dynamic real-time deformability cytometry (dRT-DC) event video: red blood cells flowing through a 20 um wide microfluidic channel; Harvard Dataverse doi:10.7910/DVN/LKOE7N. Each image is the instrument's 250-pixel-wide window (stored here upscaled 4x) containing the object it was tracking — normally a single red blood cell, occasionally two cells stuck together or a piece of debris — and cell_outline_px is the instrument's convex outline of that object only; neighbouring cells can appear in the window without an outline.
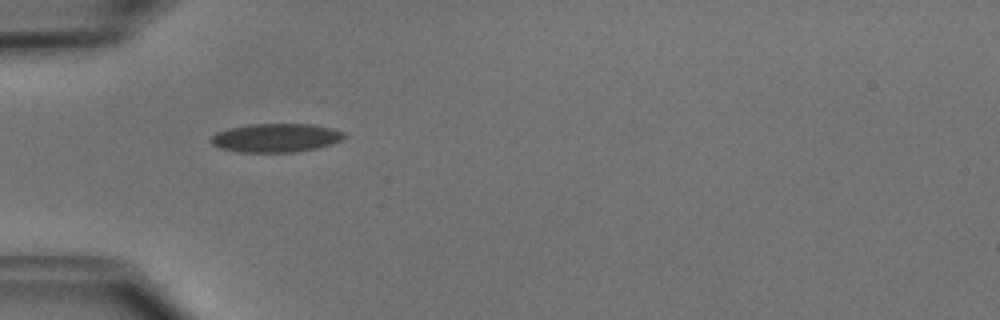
{"species": "common noctule bat (a hibernating species)", "species_latin": "Nyctalus noctula", "temperature_condition": "cold", "stored_images_in_passage": 36, "camera_frame_rate_fps": 3000, "um_per_image_px": 0.085, "animal": {"sex": "male", "body_mass_g": 15.6}, "frame": {"image": 1, "passage_image": 1, "time_ms": 0.0, "image_size_px": [1000, 320], "cell_outline_px": [[348, 136], [332, 144], [316, 148], [296, 152], [236, 152], [220, 148], [212, 144], [208, 140], [216, 132], [228, 128], [252, 124], [308, 124], [332, 128], [344, 132]], "centroid_in_image_um": [23.43, 11.72], "position_along_channel_um": 61.6, "area_um2": 22.37}}
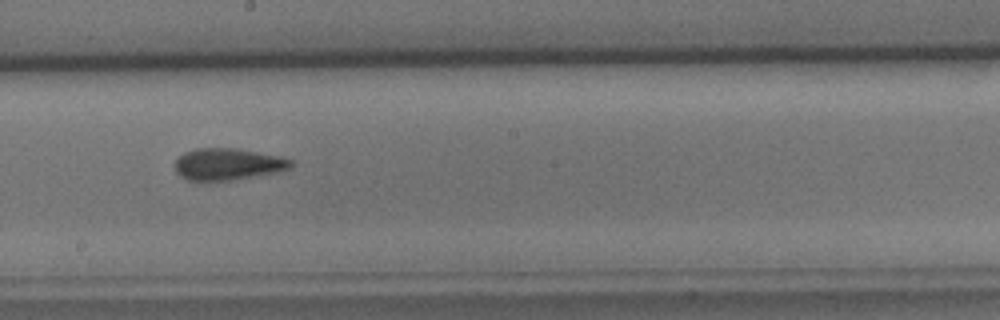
{"frame": {"image": 2, "passage_image": 14, "time_ms": 4.333, "image_size_px": [1000, 320], "cell_outline_px": [[292, 168], [276, 172], [232, 180], [208, 184], [188, 180], [180, 176], [176, 172], [176, 160], [184, 152], [196, 148], [236, 148], [276, 156], [292, 160]], "centroid_in_image_um": [19.3, 13.99], "position_along_channel_um": 228.9, "area_um2": 21.79}}
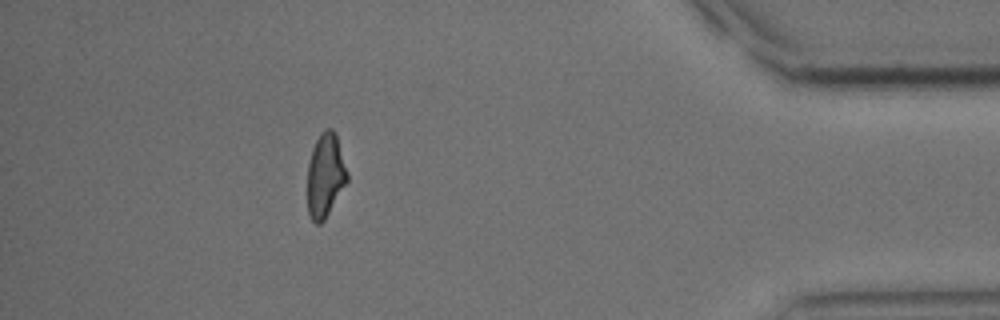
{"frame": {"image": 3, "passage_image": 31, "time_ms": 10.0, "image_size_px": [1000, 320], "cell_outline_px": [[348, 180], [324, 220], [320, 224], [316, 224], [312, 220], [308, 212], [308, 164], [312, 148], [320, 132], [324, 128], [332, 128], [336, 132], [348, 172]], "centroid_in_image_um": [27.66, 14.86], "position_along_channel_um": 407.5, "area_um2": 19.54}, "authors_computed_cell_mechanics": {"area_um2": 21.097, "velocity_mm_per_s": 3.9262, "shape_relaxation_time_tau1_ms": 7.1564, "shape_relaxation_time_tau2_ms": 2.2086, "deformation_change_tau1": 0.1549, "deformation_change_tau2": 0.0672}}